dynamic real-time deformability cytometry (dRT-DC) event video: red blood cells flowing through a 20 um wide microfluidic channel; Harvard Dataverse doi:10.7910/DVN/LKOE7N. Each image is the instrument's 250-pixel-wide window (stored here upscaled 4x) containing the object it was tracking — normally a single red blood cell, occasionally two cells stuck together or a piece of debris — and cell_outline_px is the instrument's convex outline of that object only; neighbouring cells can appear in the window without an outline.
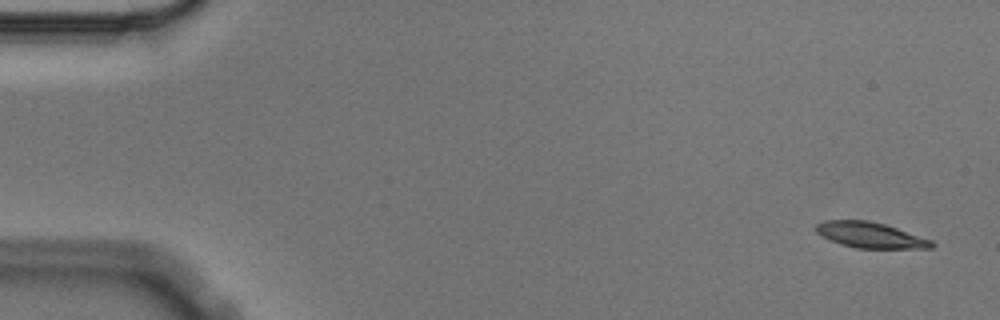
{"species": "Egyptian fruit bat (a non-hibernating species)", "species_latin": "Rousettus aegyptiacus", "temperature_condition": "cold", "stored_images_in_passage": 4, "camera_frame_rate_fps": 3000, "um_per_image_px": 0.085, "animal": {"sex": "male"}, "frame": {"image": 1, "passage_image": 1, "time_ms": 0.0, "image_size_px": [1000, 320], "cell_outline_px": [[936, 244], [932, 248], [856, 248], [840, 244], [816, 232], [816, 224], [824, 220], [868, 220], [884, 224], [932, 240]], "centroid_in_image_um": [73.99, 19.98], "position_along_channel_um": 11.0, "area_um2": 17.11}}
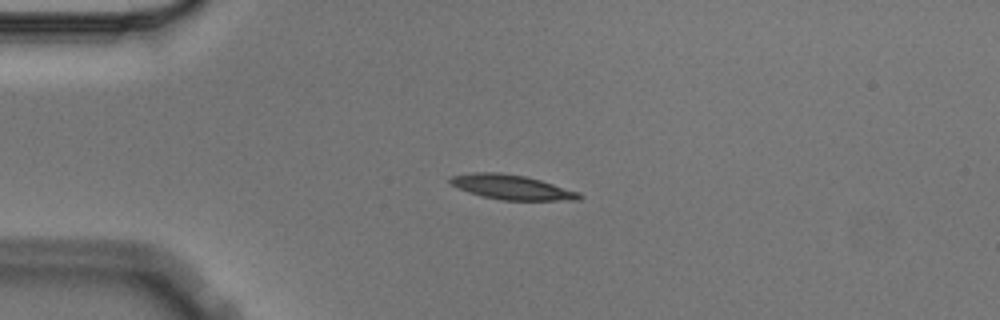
{"frame": {"image": 2, "passage_image": 4, "time_ms": 1.0, "image_size_px": [1000, 320], "cell_outline_px": [[584, 196], [580, 200], [500, 200], [480, 196], [468, 192], [452, 184], [448, 180], [452, 176], [472, 172], [500, 172], [524, 176], [540, 180], [580, 192]], "centroid_in_image_um": [43.52, 15.91], "position_along_channel_um": 41.5, "area_um2": 18.55}}